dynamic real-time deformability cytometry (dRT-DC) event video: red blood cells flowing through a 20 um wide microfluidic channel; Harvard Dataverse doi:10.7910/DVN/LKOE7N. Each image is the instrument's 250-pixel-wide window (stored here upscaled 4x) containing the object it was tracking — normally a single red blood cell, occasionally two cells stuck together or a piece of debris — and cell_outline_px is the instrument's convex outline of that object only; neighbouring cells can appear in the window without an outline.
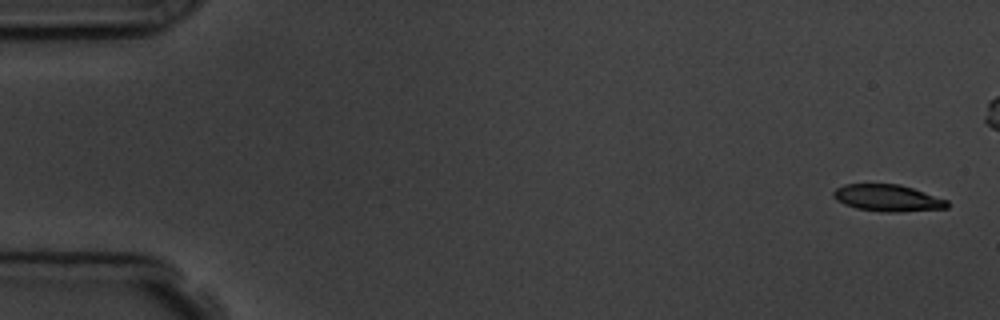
{"species": "common noctule bat (a hibernating species)", "species_latin": "Nyctalus noctula", "temperature_condition": "room temperature", "stored_images_in_passage": 6, "camera_frame_rate_fps": 3000, "um_per_image_px": 0.085, "animal": {"sex": "male", "body_mass_g": 19.5, "forearm_length_mm": 54.6}, "frame": {"image": 1, "passage_image": 1, "time_ms": 0.0, "image_size_px": [1000, 320], "cell_outline_px": [[948, 208], [900, 212], [880, 212], [856, 208], [844, 204], [836, 200], [832, 196], [832, 192], [836, 188], [844, 184], [900, 184], [948, 200]], "centroid_in_image_um": [75.42, 16.83], "position_along_channel_um": 9.6, "area_um2": 17.86}}